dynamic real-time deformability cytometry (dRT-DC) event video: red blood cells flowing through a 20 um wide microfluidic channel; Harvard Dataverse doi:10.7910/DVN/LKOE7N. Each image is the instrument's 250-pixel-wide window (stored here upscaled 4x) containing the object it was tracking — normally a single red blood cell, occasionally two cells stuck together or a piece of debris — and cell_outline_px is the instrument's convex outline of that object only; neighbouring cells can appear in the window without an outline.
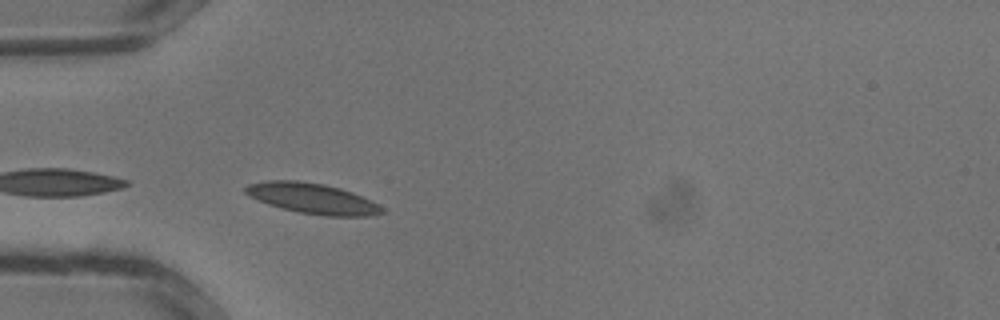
{"species": "common noctule bat (a hibernating species)", "species_latin": "Nyctalus noctula", "temperature_condition": "warm", "stored_images_in_passage": 18, "camera_frame_rate_fps": 3000, "um_per_image_px": 0.085, "animal": {"sex": "male", "body_mass_g": 13.3}, "frame": {"image": 1, "passage_image": 5, "time_ms": 1.333, "image_size_px": [1000, 320], "cell_outline_px": [[384, 212], [368, 216], [324, 216], [300, 212], [280, 208], [268, 204], [248, 196], [244, 192], [244, 188], [248, 184], [268, 180], [296, 180], [324, 184], [340, 188], [352, 192], [384, 208]], "centroid_in_image_um": [26.5, 16.86], "position_along_channel_um": 58.5, "area_um2": 24.1}}
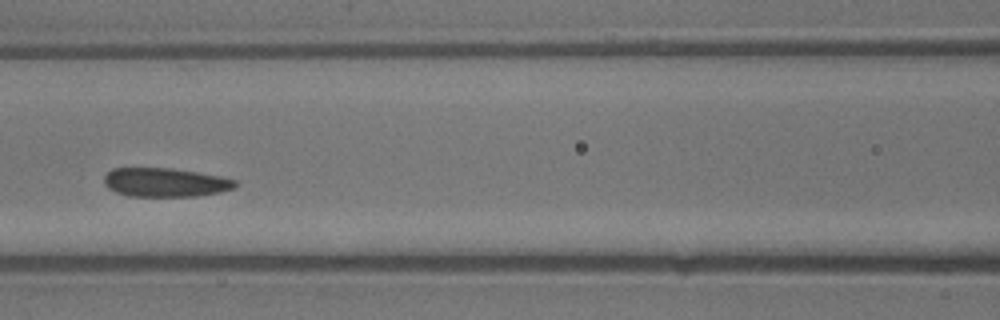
{"frame": {"image": 2, "passage_image": 10, "time_ms": 3.0, "image_size_px": [1000, 320], "cell_outline_px": [[236, 184], [232, 188], [220, 192], [196, 196], [128, 196], [116, 192], [108, 188], [104, 184], [104, 176], [112, 168], [172, 168], [220, 176], [236, 180]], "centroid_in_image_um": [14.0, 15.5], "position_along_channel_um": 152.6, "area_um2": 21.96}}
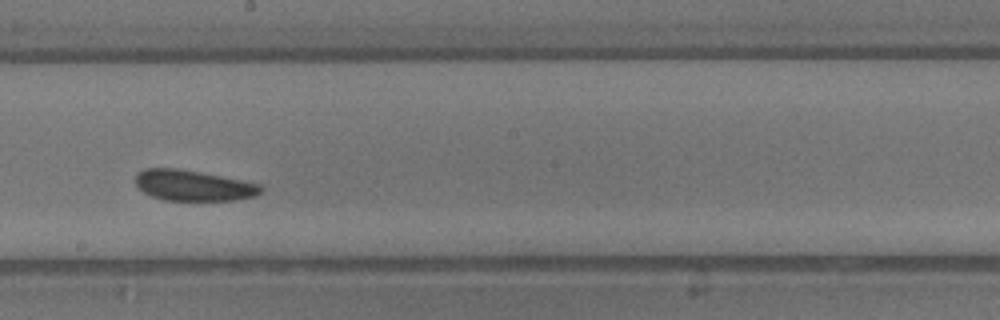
{"frame": {"image": 3, "passage_image": 14, "time_ms": 4.333, "image_size_px": [1000, 320], "cell_outline_px": [[264, 188], [256, 196], [232, 200], [164, 200], [152, 196], [144, 192], [136, 184], [136, 172], [144, 168], [176, 168], [220, 176], [260, 184]], "centroid_in_image_um": [16.41, 15.76], "position_along_channel_um": 231.8, "area_um2": 22.2}}